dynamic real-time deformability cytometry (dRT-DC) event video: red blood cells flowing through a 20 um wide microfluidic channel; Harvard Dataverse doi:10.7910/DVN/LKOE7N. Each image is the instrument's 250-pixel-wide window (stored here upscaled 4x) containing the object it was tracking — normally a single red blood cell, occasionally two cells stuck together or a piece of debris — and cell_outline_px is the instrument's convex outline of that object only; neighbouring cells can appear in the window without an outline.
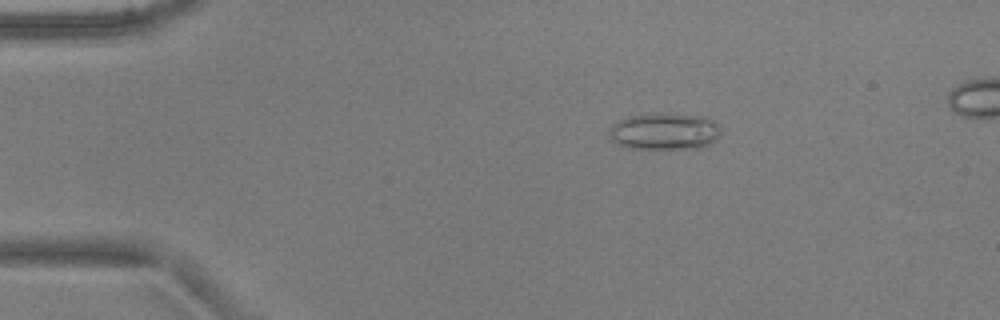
{"species": "common noctule bat (a hibernating species)", "species_latin": "Nyctalus noctula", "temperature_condition": "warm", "stored_images_in_passage": 6, "camera_frame_rate_fps": 3000, "um_per_image_px": 0.085, "animal": {"sex": "male", "body_mass_g": 17.9, "forearm_length_mm": 54.2}, "frame": {"image": 1, "passage_image": 3, "time_ms": 0.667, "image_size_px": [1000, 320], "cell_outline_px": [[720, 136], [716, 140], [700, 148], [624, 148], [616, 144], [608, 136], [608, 128], [616, 120], [628, 116], [660, 112], [708, 116], [716, 120], [720, 128]], "centroid_in_image_um": [56.47, 11.14], "position_along_channel_um": 28.5, "area_um2": 24.74}}